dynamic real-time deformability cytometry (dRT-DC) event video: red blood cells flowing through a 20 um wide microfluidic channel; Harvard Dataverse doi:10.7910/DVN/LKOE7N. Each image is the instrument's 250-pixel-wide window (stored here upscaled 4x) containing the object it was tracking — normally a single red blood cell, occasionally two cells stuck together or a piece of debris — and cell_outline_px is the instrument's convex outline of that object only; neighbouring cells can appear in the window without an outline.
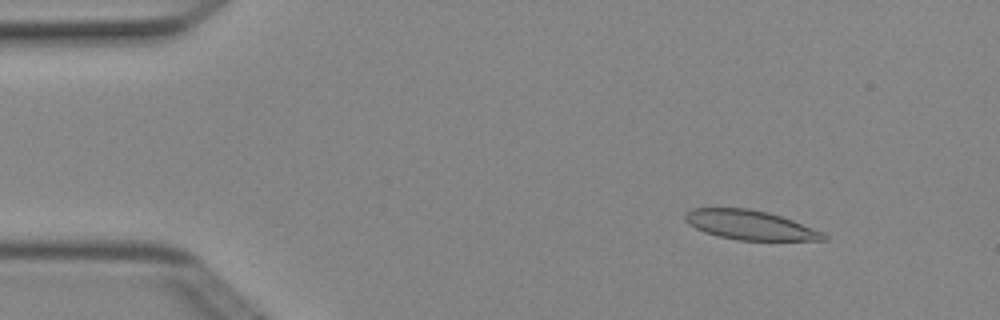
{"species": "Egyptian fruit bat (a non-hibernating species)", "species_latin": "Rousettus aegyptiacus", "temperature_condition": "cold", "stored_images_in_passage": 4, "camera_frame_rate_fps": 3000, "um_per_image_px": 0.085, "animal": {"sex": "female"}, "frame": {"image": 1, "passage_image": 2, "time_ms": 0.333, "image_size_px": [1000, 320], "cell_outline_px": [[828, 240], [736, 240], [704, 232], [688, 224], [684, 220], [684, 212], [692, 208], [748, 208], [768, 212], [792, 220], [824, 232], [828, 236]], "centroid_in_image_um": [63.73, 19.12], "position_along_channel_um": 21.3, "area_um2": 23.76}}